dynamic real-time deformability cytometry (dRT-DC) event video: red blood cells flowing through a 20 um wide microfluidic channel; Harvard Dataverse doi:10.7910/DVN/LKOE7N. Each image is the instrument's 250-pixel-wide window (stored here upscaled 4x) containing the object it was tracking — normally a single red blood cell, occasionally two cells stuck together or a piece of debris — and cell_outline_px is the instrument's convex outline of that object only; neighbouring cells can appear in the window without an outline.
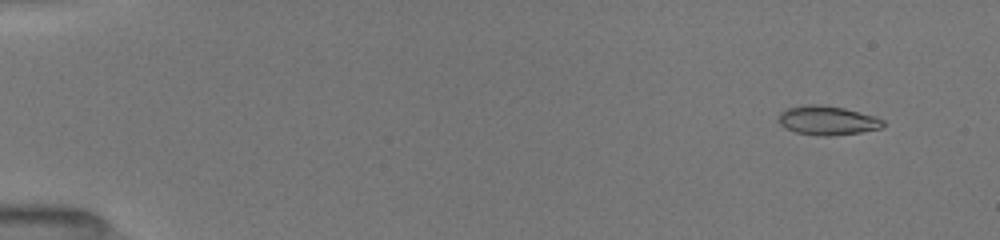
{"species": "common noctule bat (a hibernating species)", "species_latin": "Nyctalus noctula", "temperature_condition": "room temperature", "stored_images_in_passage": 43, "camera_frame_rate_fps": 3000, "um_per_image_px": 0.085, "animal": {"sex": "female", "body_mass_g": 19.5, "forearm_length_mm": 54.1}, "frame": {"image": 1, "passage_image": 3, "time_ms": 1.0, "image_size_px": [1000, 240], "cell_outline_px": [[884, 124], [880, 128], [860, 132], [832, 136], [824, 136], [796, 132], [780, 124], [780, 112], [788, 108], [804, 104], [820, 104], [844, 108], [876, 116], [884, 120]], "centroid_in_image_um": [70.36, 10.22], "position_along_channel_um": 14.6, "area_um2": 17.57}}
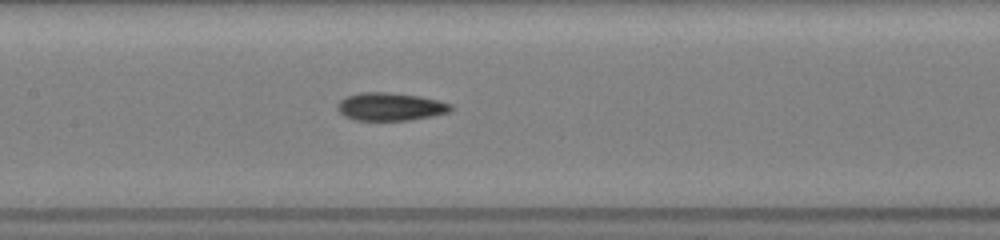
{"frame": {"image": 2, "passage_image": 20, "time_ms": 8.333, "image_size_px": [1000, 240], "cell_outline_px": [[452, 108], [448, 112], [432, 116], [408, 120], [356, 120], [344, 116], [336, 108], [336, 104], [344, 96], [360, 92], [388, 92], [420, 96], [452, 104]], "centroid_in_image_um": [33.12, 9.06], "position_along_channel_um": 174.3, "area_um2": 18.5}}
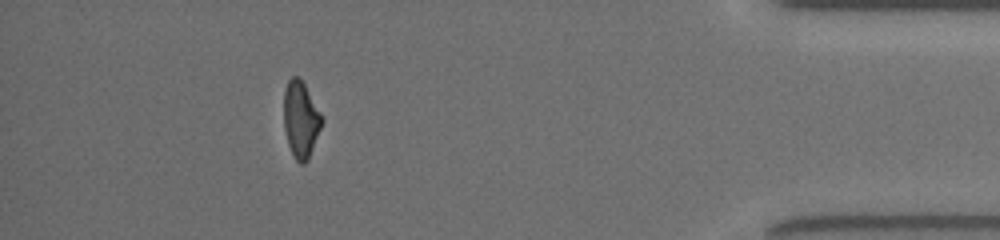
{"frame": {"image": 3, "passage_image": 36, "time_ms": 15.333, "image_size_px": [1000, 240], "cell_outline_px": [[324, 120], [308, 160], [304, 164], [300, 164], [296, 160], [288, 144], [284, 128], [284, 88], [288, 80], [292, 76], [296, 76], [304, 84], [320, 112]], "centroid_in_image_um": [25.56, 10.17], "position_along_channel_um": 409.6, "area_um2": 16.82}, "authors_computed_cell_mechanics": {"area_um2": 17.4556, "velocity_mm_per_s": 4.0155, "shape_relaxation_time_tau1_ms": 5.4009, "shape_relaxation_time_tau2_ms": 4.418, "deformation_change_tau1": 0.1803, "deformation_change_tau2": 0.1189}}